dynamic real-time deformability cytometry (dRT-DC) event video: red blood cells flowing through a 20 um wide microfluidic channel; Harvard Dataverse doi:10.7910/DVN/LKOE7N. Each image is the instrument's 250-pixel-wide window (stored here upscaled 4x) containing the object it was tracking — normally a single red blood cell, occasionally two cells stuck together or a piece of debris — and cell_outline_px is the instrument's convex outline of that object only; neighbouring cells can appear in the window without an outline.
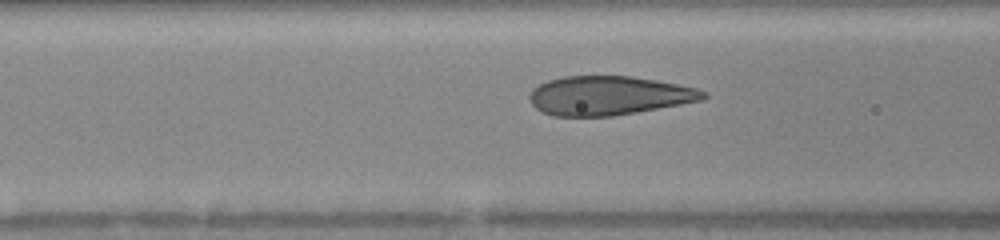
{"species": "human", "species_latin": "Homo sapiens", "temperature_condition": "warm", "stored_images_in_passage": 14, "camera_frame_rate_fps": 3000, "um_per_image_px": 0.085, "donor": {"sex": "female"}, "frame": {"image": 1, "passage_image": 12, "time_ms": 3.667, "image_size_px": [1000, 240], "cell_outline_px": [[708, 96], [704, 100], [636, 112], [612, 116], [552, 116], [536, 108], [532, 104], [528, 96], [532, 88], [548, 80], [564, 76], [632, 76], [656, 80], [696, 88], [708, 92]], "centroid_in_image_um": [51.75, 8.12], "position_along_channel_um": 114.9, "area_um2": 39.54}}